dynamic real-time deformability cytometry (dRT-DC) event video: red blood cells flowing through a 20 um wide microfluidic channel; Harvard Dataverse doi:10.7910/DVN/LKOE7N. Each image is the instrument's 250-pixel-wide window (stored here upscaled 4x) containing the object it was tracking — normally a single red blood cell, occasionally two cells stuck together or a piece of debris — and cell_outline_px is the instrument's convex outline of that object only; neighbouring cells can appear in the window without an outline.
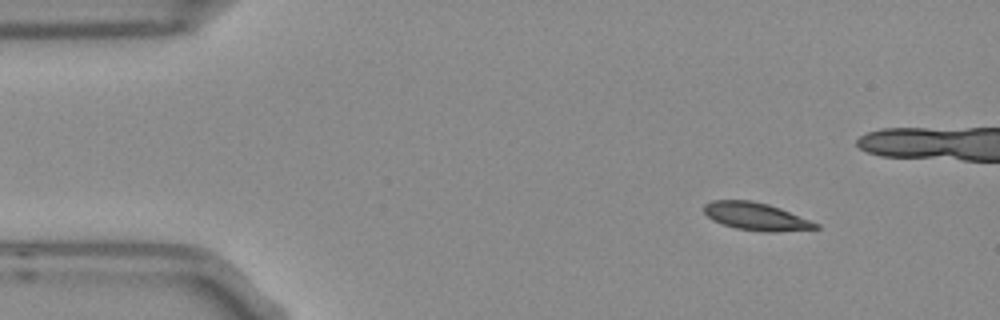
{"species": "Egyptian fruit bat (a non-hibernating species)", "species_latin": "Rousettus aegyptiacus", "temperature_condition": "room temperature", "stored_images_in_passage": 7, "camera_frame_rate_fps": 3000, "um_per_image_px": 0.085, "frame": {"image": 1, "passage_image": 1, "time_ms": 0.0, "image_size_px": [1000, 320], "cell_outline_px": [[820, 228], [772, 232], [768, 232], [736, 228], [712, 220], [704, 212], [704, 204], [712, 200], [752, 200], [768, 204], [780, 208], [820, 224]], "centroid_in_image_um": [64.26, 18.39], "position_along_channel_um": 20.7, "area_um2": 17.86}}